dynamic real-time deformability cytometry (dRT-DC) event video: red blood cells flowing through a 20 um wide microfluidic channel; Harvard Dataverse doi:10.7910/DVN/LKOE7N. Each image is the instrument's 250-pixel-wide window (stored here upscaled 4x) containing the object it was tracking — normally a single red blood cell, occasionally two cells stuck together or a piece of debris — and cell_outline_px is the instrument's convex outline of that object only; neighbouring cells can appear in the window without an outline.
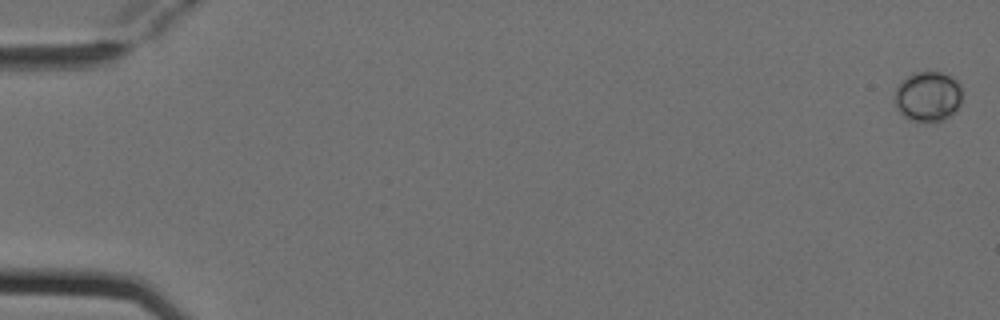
{"species": "Egyptian fruit bat (a non-hibernating species)", "species_latin": "Rousettus aegyptiacus", "temperature_condition": "cold", "stored_images_in_passage": 4, "camera_frame_rate_fps": 3000, "um_per_image_px": 0.085, "animal": {"sex": "female"}, "frame": {"image": 1, "passage_image": 1, "time_ms": 0.0, "image_size_px": [1000, 320], "cell_outline_px": [[960, 104], [944, 120], [936, 124], [912, 120], [904, 116], [896, 108], [896, 88], [908, 76], [916, 72], [940, 72], [956, 80], [960, 84]], "centroid_in_image_um": [78.87, 8.23], "position_along_channel_um": 6.1, "area_um2": 19.42}}